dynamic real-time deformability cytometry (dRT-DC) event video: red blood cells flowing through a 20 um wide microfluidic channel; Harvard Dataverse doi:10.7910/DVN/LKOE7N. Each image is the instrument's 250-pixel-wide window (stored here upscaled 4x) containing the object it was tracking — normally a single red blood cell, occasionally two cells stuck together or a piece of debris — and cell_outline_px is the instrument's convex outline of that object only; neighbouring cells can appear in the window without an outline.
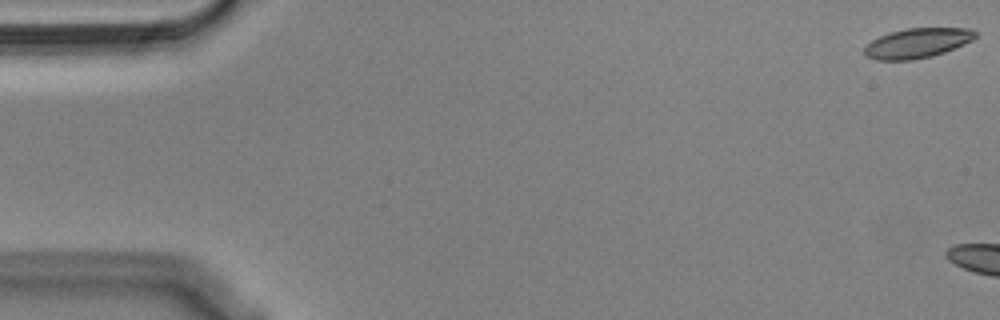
{"species": "Egyptian fruit bat (a non-hibernating species)", "species_latin": "Rousettus aegyptiacus", "temperature_condition": "cold", "stored_images_in_passage": 5, "camera_frame_rate_fps": 3000, "um_per_image_px": 0.085, "animal": {"sex": "male"}, "frame": {"image": 1, "passage_image": 1, "time_ms": 0.0, "image_size_px": [1000, 320], "cell_outline_px": [[976, 36], [972, 40], [964, 44], [944, 52], [932, 56], [912, 60], [876, 60], [864, 56], [864, 48], [872, 40], [888, 32], [908, 28], [972, 28], [976, 32]], "centroid_in_image_um": [77.95, 3.66], "position_along_channel_um": 7.1, "area_um2": 19.31}}